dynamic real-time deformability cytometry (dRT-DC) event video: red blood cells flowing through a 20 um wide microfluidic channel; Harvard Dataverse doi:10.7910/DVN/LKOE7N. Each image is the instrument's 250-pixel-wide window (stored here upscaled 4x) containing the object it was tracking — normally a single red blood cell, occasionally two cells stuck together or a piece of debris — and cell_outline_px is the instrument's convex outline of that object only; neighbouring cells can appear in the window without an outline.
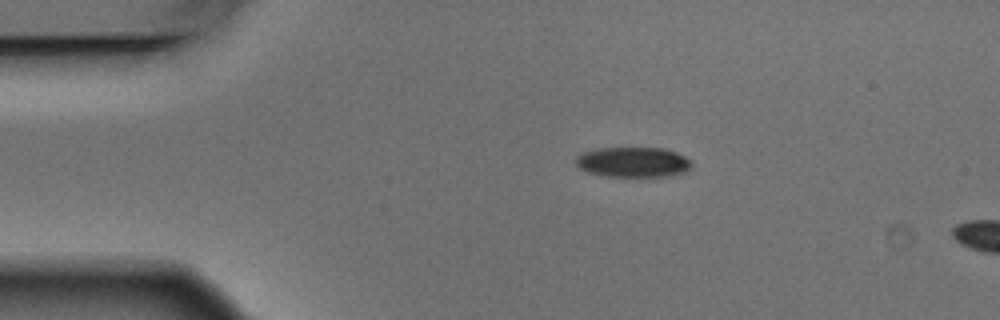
{"species": "Egyptian fruit bat (a non-hibernating species)", "species_latin": "Rousettus aegyptiacus", "temperature_condition": "warm", "stored_images_in_passage": 2, "camera_frame_rate_fps": 3000, "um_per_image_px": 0.085, "animal": {"sex": "male"}, "frame": {"image": 1, "passage_image": 1, "time_ms": 0.0, "image_size_px": [1000, 320], "cell_outline_px": [[692, 168], [676, 176], [604, 176], [588, 172], [580, 168], [576, 164], [576, 156], [584, 152], [596, 148], [664, 148], [676, 152], [692, 160]], "centroid_in_image_um": [53.86, 13.78], "position_along_channel_um": 31.1, "area_um2": 20.52}}